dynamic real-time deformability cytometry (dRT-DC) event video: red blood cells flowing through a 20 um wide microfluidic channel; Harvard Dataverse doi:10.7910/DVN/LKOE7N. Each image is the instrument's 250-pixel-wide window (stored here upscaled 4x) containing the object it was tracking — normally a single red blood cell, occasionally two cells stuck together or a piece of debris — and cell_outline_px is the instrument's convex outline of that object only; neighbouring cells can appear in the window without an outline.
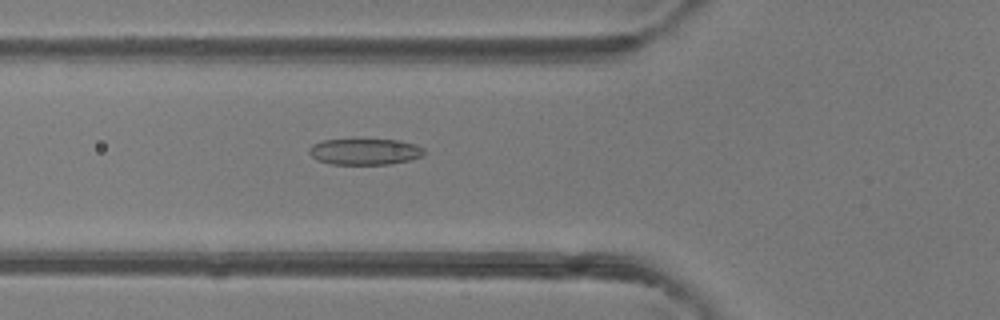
{"species": "common noctule bat (a hibernating species)", "species_latin": "Nyctalus noctula", "temperature_condition": "room temperature", "stored_images_in_passage": 49, "camera_frame_rate_fps": 3000, "um_per_image_px": 0.085, "animal": {"sex": "female"}, "frame": {"image": 1, "passage_image": 18, "time_ms": 5.667, "image_size_px": [1000, 320], "cell_outline_px": [[424, 152], [420, 156], [412, 160], [392, 164], [332, 164], [316, 160], [308, 152], [308, 148], [312, 144], [324, 140], [360, 136], [400, 140], [416, 144], [424, 148]], "centroid_in_image_um": [30.99, 12.83], "position_along_channel_um": 94.8, "area_um2": 18.67}}
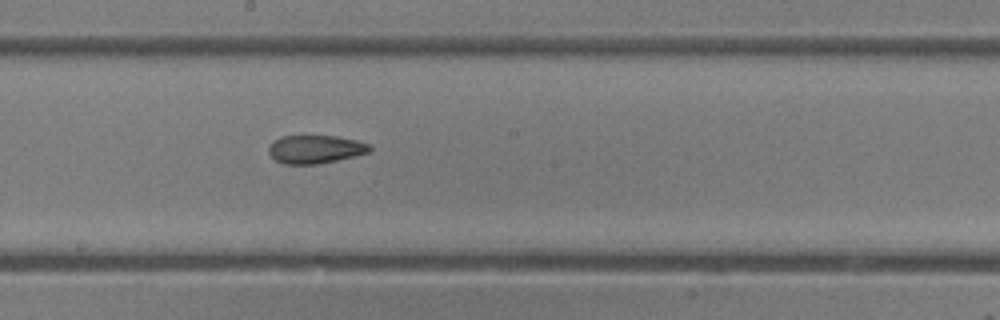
{"frame": {"image": 2, "passage_image": 27, "time_ms": 8.667, "image_size_px": [1000, 320], "cell_outline_px": [[372, 148], [368, 152], [356, 156], [316, 164], [284, 164], [276, 160], [268, 152], [268, 148], [272, 140], [280, 136], [336, 136], [356, 140], [372, 144]], "centroid_in_image_um": [26.8, 12.68], "position_along_channel_um": 221.4, "area_um2": 16.7}}
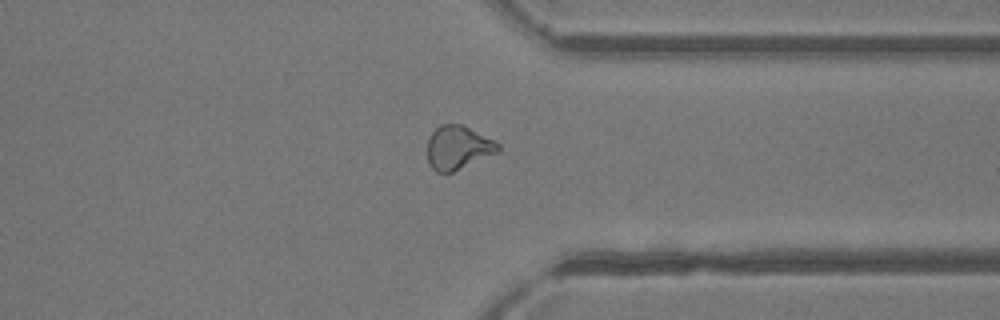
{"frame": {"image": 3, "passage_image": 38, "time_ms": 12.333, "image_size_px": [1000, 320], "cell_outline_px": [[500, 152], [452, 172], [436, 172], [428, 164], [428, 140], [432, 132], [440, 124], [460, 124], [496, 140], [500, 144]], "centroid_in_image_um": [38.96, 12.55], "position_along_channel_um": 372.4, "area_um2": 18.09}, "authors_computed_cell_mechanics": {"area_um2": 18.496, "velocity_mm_per_s": 4.1888, "shape_relaxation_time_tau1_ms": null, "shape_relaxation_time_tau2_ms": 1.7363, "deformation_change_tau1": null, "deformation_change_tau2": 0.0878}}